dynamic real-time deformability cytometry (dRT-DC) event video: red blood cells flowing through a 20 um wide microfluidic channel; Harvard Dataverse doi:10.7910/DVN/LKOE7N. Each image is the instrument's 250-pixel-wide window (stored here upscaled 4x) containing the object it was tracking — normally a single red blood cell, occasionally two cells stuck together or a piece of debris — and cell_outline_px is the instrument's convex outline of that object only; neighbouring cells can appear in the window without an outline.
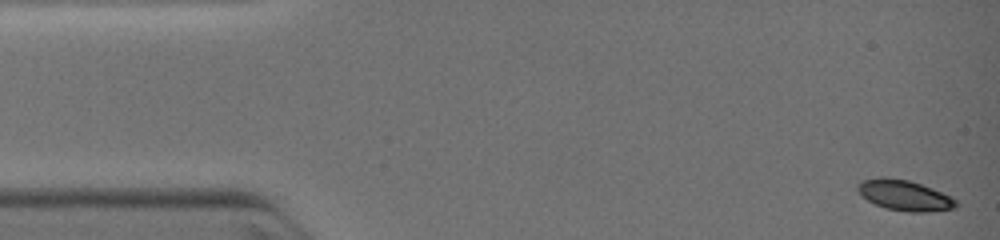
{"species": "common noctule bat (a hibernating species)", "species_latin": "Nyctalus noctula", "temperature_condition": "warm", "stored_images_in_passage": 48, "camera_frame_rate_fps": 3000, "um_per_image_px": 0.085, "animal": {"sex": "female", "body_mass_g": 19.0, "forearm_length_mm": 51.5}, "frame": {"image": 1, "passage_image": 1, "time_ms": 0.0, "image_size_px": [1000, 240], "cell_outline_px": [[960, 204], [956, 208], [928, 212], [908, 212], [884, 208], [868, 200], [856, 188], [856, 184], [864, 180], [880, 176], [884, 176], [908, 180], [932, 188], [952, 196]], "centroid_in_image_um": [76.92, 16.6], "position_along_channel_um": 8.1, "area_um2": 17.63}}
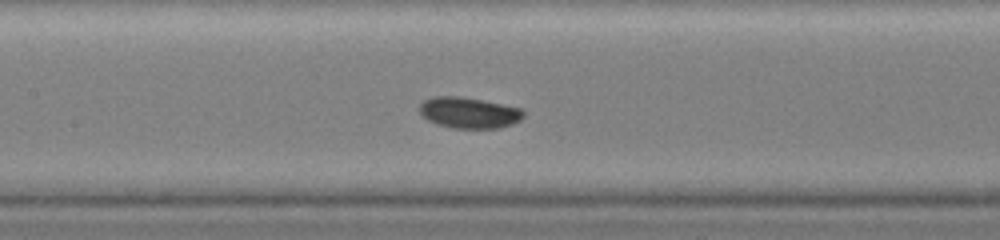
{"frame": {"image": 2, "passage_image": 32, "time_ms": 5.667, "image_size_px": [1000, 240], "cell_outline_px": [[524, 116], [520, 120], [512, 124], [496, 128], [452, 128], [436, 124], [428, 120], [420, 112], [420, 104], [424, 100], [432, 96], [460, 96], [524, 108]], "centroid_in_image_um": [39.87, 9.57], "position_along_channel_um": 167.5, "area_um2": 18.84}}
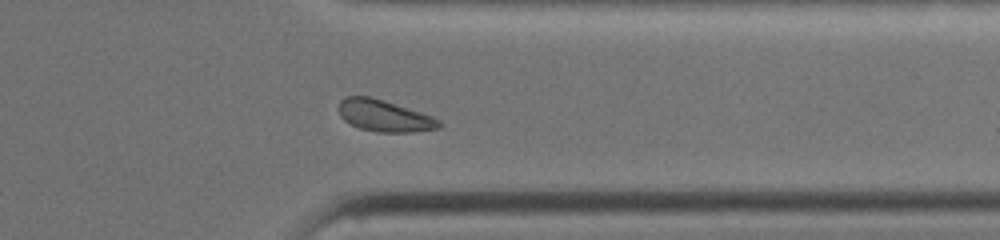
{"frame": {"image": 3, "passage_image": 42, "time_ms": 10.0, "image_size_px": [1000, 240], "cell_outline_px": [[440, 128], [412, 132], [376, 132], [360, 128], [344, 120], [340, 116], [340, 100], [344, 96], [372, 96], [432, 116], [440, 120]], "centroid_in_image_um": [32.66, 9.83], "position_along_channel_um": 378.7, "area_um2": 18.38}}